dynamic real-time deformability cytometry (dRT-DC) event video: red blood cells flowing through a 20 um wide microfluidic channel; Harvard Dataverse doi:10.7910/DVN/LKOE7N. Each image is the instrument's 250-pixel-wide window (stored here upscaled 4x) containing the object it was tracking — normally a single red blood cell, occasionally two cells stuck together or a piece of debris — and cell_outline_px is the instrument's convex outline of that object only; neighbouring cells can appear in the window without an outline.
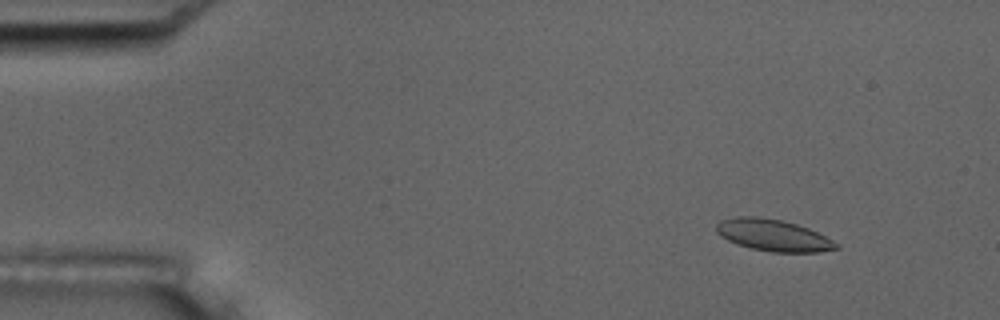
{"species": "common noctule bat (a hibernating species)", "species_latin": "Nyctalus noctula", "temperature_condition": "room temperature", "stored_images_in_passage": 54, "camera_frame_rate_fps": 3000, "um_per_image_px": 0.085, "animal": {"sex": "male", "body_mass_g": 17.5, "forearm_length_mm": 52.3}, "frame": {"image": 1, "passage_image": 6, "time_ms": 1.667, "image_size_px": [1000, 320], "cell_outline_px": [[840, 248], [820, 252], [772, 252], [752, 248], [736, 244], [720, 236], [716, 232], [716, 224], [720, 220], [736, 216], [756, 216], [780, 220], [796, 224], [808, 228], [840, 244]], "centroid_in_image_um": [65.7, 19.99], "position_along_channel_um": 19.3, "area_um2": 22.14}}
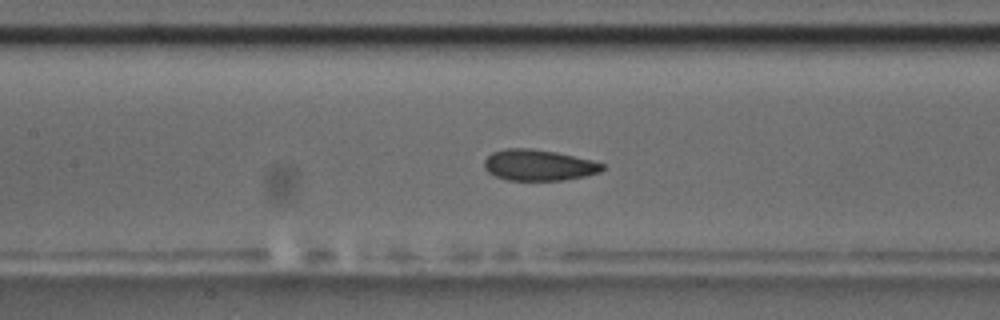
{"frame": {"image": 2, "passage_image": 25, "time_ms": 8.0, "image_size_px": [1000, 320], "cell_outline_px": [[604, 168], [600, 172], [584, 176], [564, 180], [508, 180], [496, 176], [488, 172], [484, 168], [484, 160], [492, 152], [504, 148], [528, 148], [556, 152], [592, 160], [604, 164]], "centroid_in_image_um": [45.77, 14.03], "position_along_channel_um": 161.6, "area_um2": 21.33}}
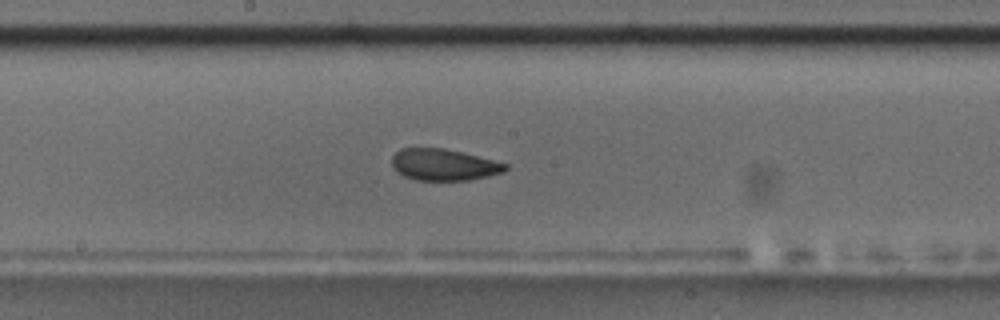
{"frame": {"image": 3, "passage_image": 29, "time_ms": 9.333, "image_size_px": [1000, 320], "cell_outline_px": [[508, 168], [504, 172], [488, 176], [468, 180], [416, 180], [404, 176], [392, 168], [392, 156], [400, 148], [444, 148], [508, 164]], "centroid_in_image_um": [37.69, 14.0], "position_along_channel_um": 210.5, "area_um2": 20.75}, "authors_computed_cell_mechanics": {"area_um2": 22.0796, "velocity_mm_per_s": 3.705, "shape_relaxation_time_tau1_ms": 4.9282, "shape_relaxation_time_tau2_ms": 1.3509, "deformation_change_tau1": 0.1109, "deformation_change_tau2": 0.0708}}